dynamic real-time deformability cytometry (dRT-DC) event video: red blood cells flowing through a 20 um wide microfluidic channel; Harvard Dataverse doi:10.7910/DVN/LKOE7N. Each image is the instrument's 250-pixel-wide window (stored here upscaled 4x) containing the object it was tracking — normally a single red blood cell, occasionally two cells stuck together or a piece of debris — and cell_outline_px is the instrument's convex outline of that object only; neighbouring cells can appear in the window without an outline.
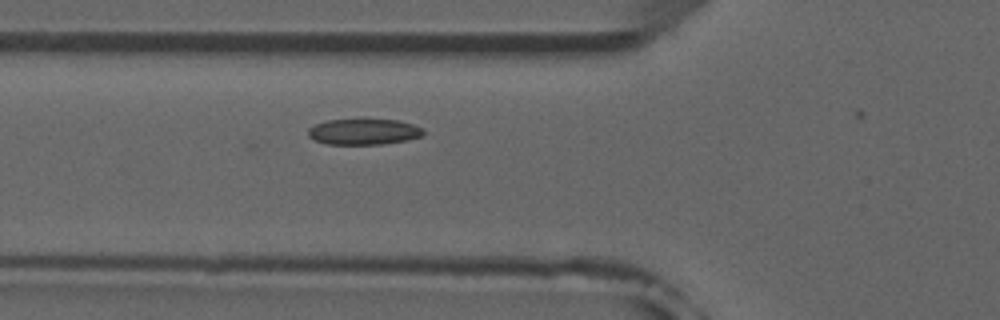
{"species": "common noctule bat (a hibernating species)", "species_latin": "Nyctalus noctula", "temperature_condition": "room temperature", "stored_images_in_passage": 3, "camera_frame_rate_fps": 3000, "um_per_image_px": 0.085, "animal": {"sex": "male", "forearm_length_mm": 52.5}, "frame": {"image": 1, "passage_image": 3, "time_ms": 2.0, "image_size_px": [1000, 320], "cell_outline_px": [[424, 132], [420, 136], [404, 140], [380, 144], [328, 144], [316, 140], [308, 136], [308, 128], [316, 124], [328, 120], [396, 120], [412, 124], [424, 128]], "centroid_in_image_um": [30.9, 11.2], "position_along_channel_um": 94.9, "area_um2": 16.99}}